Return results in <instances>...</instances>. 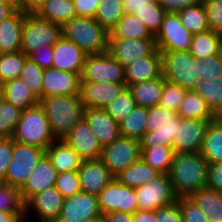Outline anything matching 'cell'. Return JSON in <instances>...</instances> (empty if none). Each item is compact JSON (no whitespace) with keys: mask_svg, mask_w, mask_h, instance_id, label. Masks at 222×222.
I'll return each instance as SVG.
<instances>
[{"mask_svg":"<svg viewBox=\"0 0 222 222\" xmlns=\"http://www.w3.org/2000/svg\"><path fill=\"white\" fill-rule=\"evenodd\" d=\"M177 202L180 206L183 222H209L202 209L190 197H179Z\"/></svg>","mask_w":222,"mask_h":222,"instance_id":"cell-51","label":"cell"},{"mask_svg":"<svg viewBox=\"0 0 222 222\" xmlns=\"http://www.w3.org/2000/svg\"><path fill=\"white\" fill-rule=\"evenodd\" d=\"M13 138H0V184L5 183V174L12 159Z\"/></svg>","mask_w":222,"mask_h":222,"instance_id":"cell-54","label":"cell"},{"mask_svg":"<svg viewBox=\"0 0 222 222\" xmlns=\"http://www.w3.org/2000/svg\"><path fill=\"white\" fill-rule=\"evenodd\" d=\"M83 119L87 122L102 147L113 143L121 136L120 124L104 109H85Z\"/></svg>","mask_w":222,"mask_h":222,"instance_id":"cell-22","label":"cell"},{"mask_svg":"<svg viewBox=\"0 0 222 222\" xmlns=\"http://www.w3.org/2000/svg\"><path fill=\"white\" fill-rule=\"evenodd\" d=\"M208 161L197 153H175L168 173L175 195L190 197L206 188Z\"/></svg>","mask_w":222,"mask_h":222,"instance_id":"cell-1","label":"cell"},{"mask_svg":"<svg viewBox=\"0 0 222 222\" xmlns=\"http://www.w3.org/2000/svg\"><path fill=\"white\" fill-rule=\"evenodd\" d=\"M165 14V10L156 2V0H153L149 4V7L135 10L134 13V15L143 22L147 30L154 37L160 30Z\"/></svg>","mask_w":222,"mask_h":222,"instance_id":"cell-46","label":"cell"},{"mask_svg":"<svg viewBox=\"0 0 222 222\" xmlns=\"http://www.w3.org/2000/svg\"><path fill=\"white\" fill-rule=\"evenodd\" d=\"M16 10L15 4H0V22L8 18Z\"/></svg>","mask_w":222,"mask_h":222,"instance_id":"cell-64","label":"cell"},{"mask_svg":"<svg viewBox=\"0 0 222 222\" xmlns=\"http://www.w3.org/2000/svg\"><path fill=\"white\" fill-rule=\"evenodd\" d=\"M78 175L81 192L95 196L115 178L101 159L83 161Z\"/></svg>","mask_w":222,"mask_h":222,"instance_id":"cell-20","label":"cell"},{"mask_svg":"<svg viewBox=\"0 0 222 222\" xmlns=\"http://www.w3.org/2000/svg\"><path fill=\"white\" fill-rule=\"evenodd\" d=\"M55 187L65 198L80 193L78 171L57 173Z\"/></svg>","mask_w":222,"mask_h":222,"instance_id":"cell-50","label":"cell"},{"mask_svg":"<svg viewBox=\"0 0 222 222\" xmlns=\"http://www.w3.org/2000/svg\"><path fill=\"white\" fill-rule=\"evenodd\" d=\"M65 197L55 186L33 195L26 203V217L34 209L38 222H56L59 219Z\"/></svg>","mask_w":222,"mask_h":222,"instance_id":"cell-16","label":"cell"},{"mask_svg":"<svg viewBox=\"0 0 222 222\" xmlns=\"http://www.w3.org/2000/svg\"><path fill=\"white\" fill-rule=\"evenodd\" d=\"M101 216L97 196L80 192L65 198L56 222H84Z\"/></svg>","mask_w":222,"mask_h":222,"instance_id":"cell-15","label":"cell"},{"mask_svg":"<svg viewBox=\"0 0 222 222\" xmlns=\"http://www.w3.org/2000/svg\"><path fill=\"white\" fill-rule=\"evenodd\" d=\"M2 98L20 110L32 108L39 104L24 81L19 78L2 83Z\"/></svg>","mask_w":222,"mask_h":222,"instance_id":"cell-28","label":"cell"},{"mask_svg":"<svg viewBox=\"0 0 222 222\" xmlns=\"http://www.w3.org/2000/svg\"><path fill=\"white\" fill-rule=\"evenodd\" d=\"M2 99V83H0V100Z\"/></svg>","mask_w":222,"mask_h":222,"instance_id":"cell-68","label":"cell"},{"mask_svg":"<svg viewBox=\"0 0 222 222\" xmlns=\"http://www.w3.org/2000/svg\"><path fill=\"white\" fill-rule=\"evenodd\" d=\"M186 92L187 90L182 86L165 81L162 95L158 104L165 108L178 111L179 105L183 101Z\"/></svg>","mask_w":222,"mask_h":222,"instance_id":"cell-49","label":"cell"},{"mask_svg":"<svg viewBox=\"0 0 222 222\" xmlns=\"http://www.w3.org/2000/svg\"><path fill=\"white\" fill-rule=\"evenodd\" d=\"M177 116V111L165 108L159 104L148 108L145 133L156 130L158 126L172 122Z\"/></svg>","mask_w":222,"mask_h":222,"instance_id":"cell-48","label":"cell"},{"mask_svg":"<svg viewBox=\"0 0 222 222\" xmlns=\"http://www.w3.org/2000/svg\"><path fill=\"white\" fill-rule=\"evenodd\" d=\"M165 81L164 77L161 76L151 81L135 83L127 87L137 106L150 108L159 103Z\"/></svg>","mask_w":222,"mask_h":222,"instance_id":"cell-30","label":"cell"},{"mask_svg":"<svg viewBox=\"0 0 222 222\" xmlns=\"http://www.w3.org/2000/svg\"><path fill=\"white\" fill-rule=\"evenodd\" d=\"M0 4H15V0H0Z\"/></svg>","mask_w":222,"mask_h":222,"instance_id":"cell-67","label":"cell"},{"mask_svg":"<svg viewBox=\"0 0 222 222\" xmlns=\"http://www.w3.org/2000/svg\"><path fill=\"white\" fill-rule=\"evenodd\" d=\"M78 17L94 18L99 0H73Z\"/></svg>","mask_w":222,"mask_h":222,"instance_id":"cell-59","label":"cell"},{"mask_svg":"<svg viewBox=\"0 0 222 222\" xmlns=\"http://www.w3.org/2000/svg\"><path fill=\"white\" fill-rule=\"evenodd\" d=\"M63 140L83 161L101 159L103 147L84 119L78 122Z\"/></svg>","mask_w":222,"mask_h":222,"instance_id":"cell-18","label":"cell"},{"mask_svg":"<svg viewBox=\"0 0 222 222\" xmlns=\"http://www.w3.org/2000/svg\"><path fill=\"white\" fill-rule=\"evenodd\" d=\"M155 49V38H109L107 52L126 67L141 57L150 55Z\"/></svg>","mask_w":222,"mask_h":222,"instance_id":"cell-13","label":"cell"},{"mask_svg":"<svg viewBox=\"0 0 222 222\" xmlns=\"http://www.w3.org/2000/svg\"><path fill=\"white\" fill-rule=\"evenodd\" d=\"M102 217L104 222H133V214L125 212H110Z\"/></svg>","mask_w":222,"mask_h":222,"instance_id":"cell-62","label":"cell"},{"mask_svg":"<svg viewBox=\"0 0 222 222\" xmlns=\"http://www.w3.org/2000/svg\"><path fill=\"white\" fill-rule=\"evenodd\" d=\"M206 188L222 193V162L209 164Z\"/></svg>","mask_w":222,"mask_h":222,"instance_id":"cell-56","label":"cell"},{"mask_svg":"<svg viewBox=\"0 0 222 222\" xmlns=\"http://www.w3.org/2000/svg\"><path fill=\"white\" fill-rule=\"evenodd\" d=\"M25 13L16 10L0 22V54L21 51Z\"/></svg>","mask_w":222,"mask_h":222,"instance_id":"cell-25","label":"cell"},{"mask_svg":"<svg viewBox=\"0 0 222 222\" xmlns=\"http://www.w3.org/2000/svg\"><path fill=\"white\" fill-rule=\"evenodd\" d=\"M57 171L49 158L44 154L20 188L21 196L26 203L33 195L55 186Z\"/></svg>","mask_w":222,"mask_h":222,"instance_id":"cell-23","label":"cell"},{"mask_svg":"<svg viewBox=\"0 0 222 222\" xmlns=\"http://www.w3.org/2000/svg\"><path fill=\"white\" fill-rule=\"evenodd\" d=\"M21 111L3 98L0 100V138H12Z\"/></svg>","mask_w":222,"mask_h":222,"instance_id":"cell-47","label":"cell"},{"mask_svg":"<svg viewBox=\"0 0 222 222\" xmlns=\"http://www.w3.org/2000/svg\"><path fill=\"white\" fill-rule=\"evenodd\" d=\"M133 222H157L156 212L137 210L133 213Z\"/></svg>","mask_w":222,"mask_h":222,"instance_id":"cell-63","label":"cell"},{"mask_svg":"<svg viewBox=\"0 0 222 222\" xmlns=\"http://www.w3.org/2000/svg\"><path fill=\"white\" fill-rule=\"evenodd\" d=\"M154 38L159 51H189L193 34L183 25L178 13H166Z\"/></svg>","mask_w":222,"mask_h":222,"instance_id":"cell-10","label":"cell"},{"mask_svg":"<svg viewBox=\"0 0 222 222\" xmlns=\"http://www.w3.org/2000/svg\"><path fill=\"white\" fill-rule=\"evenodd\" d=\"M45 0H15L16 9L25 14H35Z\"/></svg>","mask_w":222,"mask_h":222,"instance_id":"cell-60","label":"cell"},{"mask_svg":"<svg viewBox=\"0 0 222 222\" xmlns=\"http://www.w3.org/2000/svg\"><path fill=\"white\" fill-rule=\"evenodd\" d=\"M26 57L22 51L0 54V83L19 78Z\"/></svg>","mask_w":222,"mask_h":222,"instance_id":"cell-44","label":"cell"},{"mask_svg":"<svg viewBox=\"0 0 222 222\" xmlns=\"http://www.w3.org/2000/svg\"><path fill=\"white\" fill-rule=\"evenodd\" d=\"M126 82H81L80 96L85 109H104L125 88Z\"/></svg>","mask_w":222,"mask_h":222,"instance_id":"cell-17","label":"cell"},{"mask_svg":"<svg viewBox=\"0 0 222 222\" xmlns=\"http://www.w3.org/2000/svg\"><path fill=\"white\" fill-rule=\"evenodd\" d=\"M13 140L47 149L55 140L51 127L40 104L21 111Z\"/></svg>","mask_w":222,"mask_h":222,"instance_id":"cell-4","label":"cell"},{"mask_svg":"<svg viewBox=\"0 0 222 222\" xmlns=\"http://www.w3.org/2000/svg\"><path fill=\"white\" fill-rule=\"evenodd\" d=\"M177 115L184 119L214 121L218 117L209 108L202 96L193 90H187L179 105Z\"/></svg>","mask_w":222,"mask_h":222,"instance_id":"cell-27","label":"cell"},{"mask_svg":"<svg viewBox=\"0 0 222 222\" xmlns=\"http://www.w3.org/2000/svg\"><path fill=\"white\" fill-rule=\"evenodd\" d=\"M81 76L78 73L45 68L42 80V98L54 95L80 94Z\"/></svg>","mask_w":222,"mask_h":222,"instance_id":"cell-19","label":"cell"},{"mask_svg":"<svg viewBox=\"0 0 222 222\" xmlns=\"http://www.w3.org/2000/svg\"><path fill=\"white\" fill-rule=\"evenodd\" d=\"M193 91L204 98L217 117H222V76L200 79Z\"/></svg>","mask_w":222,"mask_h":222,"instance_id":"cell-33","label":"cell"},{"mask_svg":"<svg viewBox=\"0 0 222 222\" xmlns=\"http://www.w3.org/2000/svg\"><path fill=\"white\" fill-rule=\"evenodd\" d=\"M86 56L79 46L61 36L53 45L52 68L81 76Z\"/></svg>","mask_w":222,"mask_h":222,"instance_id":"cell-21","label":"cell"},{"mask_svg":"<svg viewBox=\"0 0 222 222\" xmlns=\"http://www.w3.org/2000/svg\"><path fill=\"white\" fill-rule=\"evenodd\" d=\"M140 159L141 145L137 139L120 136L102 148L101 160L114 177Z\"/></svg>","mask_w":222,"mask_h":222,"instance_id":"cell-8","label":"cell"},{"mask_svg":"<svg viewBox=\"0 0 222 222\" xmlns=\"http://www.w3.org/2000/svg\"><path fill=\"white\" fill-rule=\"evenodd\" d=\"M162 76L166 81L193 90L199 78V59L189 51H159Z\"/></svg>","mask_w":222,"mask_h":222,"instance_id":"cell-5","label":"cell"},{"mask_svg":"<svg viewBox=\"0 0 222 222\" xmlns=\"http://www.w3.org/2000/svg\"><path fill=\"white\" fill-rule=\"evenodd\" d=\"M124 72L127 86L161 77V53L156 48L150 55L141 57L124 67Z\"/></svg>","mask_w":222,"mask_h":222,"instance_id":"cell-24","label":"cell"},{"mask_svg":"<svg viewBox=\"0 0 222 222\" xmlns=\"http://www.w3.org/2000/svg\"><path fill=\"white\" fill-rule=\"evenodd\" d=\"M222 76V54L208 56L199 60V78H216Z\"/></svg>","mask_w":222,"mask_h":222,"instance_id":"cell-53","label":"cell"},{"mask_svg":"<svg viewBox=\"0 0 222 222\" xmlns=\"http://www.w3.org/2000/svg\"><path fill=\"white\" fill-rule=\"evenodd\" d=\"M0 210L15 213L21 220H26L25 202L19 188L0 184Z\"/></svg>","mask_w":222,"mask_h":222,"instance_id":"cell-41","label":"cell"},{"mask_svg":"<svg viewBox=\"0 0 222 222\" xmlns=\"http://www.w3.org/2000/svg\"><path fill=\"white\" fill-rule=\"evenodd\" d=\"M200 154L209 164L222 162V117L210 122Z\"/></svg>","mask_w":222,"mask_h":222,"instance_id":"cell-31","label":"cell"},{"mask_svg":"<svg viewBox=\"0 0 222 222\" xmlns=\"http://www.w3.org/2000/svg\"><path fill=\"white\" fill-rule=\"evenodd\" d=\"M210 30L222 35V0H203Z\"/></svg>","mask_w":222,"mask_h":222,"instance_id":"cell-52","label":"cell"},{"mask_svg":"<svg viewBox=\"0 0 222 222\" xmlns=\"http://www.w3.org/2000/svg\"><path fill=\"white\" fill-rule=\"evenodd\" d=\"M102 215L110 212L133 214L139 210L136 189L121 184L114 178L97 196Z\"/></svg>","mask_w":222,"mask_h":222,"instance_id":"cell-11","label":"cell"},{"mask_svg":"<svg viewBox=\"0 0 222 222\" xmlns=\"http://www.w3.org/2000/svg\"><path fill=\"white\" fill-rule=\"evenodd\" d=\"M22 220L15 214L0 210V222H21Z\"/></svg>","mask_w":222,"mask_h":222,"instance_id":"cell-65","label":"cell"},{"mask_svg":"<svg viewBox=\"0 0 222 222\" xmlns=\"http://www.w3.org/2000/svg\"><path fill=\"white\" fill-rule=\"evenodd\" d=\"M183 25L192 34L210 30L206 10L203 3L184 8L178 12Z\"/></svg>","mask_w":222,"mask_h":222,"instance_id":"cell-42","label":"cell"},{"mask_svg":"<svg viewBox=\"0 0 222 222\" xmlns=\"http://www.w3.org/2000/svg\"><path fill=\"white\" fill-rule=\"evenodd\" d=\"M45 154L57 173L78 171L83 162L82 158L63 139H56L45 150Z\"/></svg>","mask_w":222,"mask_h":222,"instance_id":"cell-26","label":"cell"},{"mask_svg":"<svg viewBox=\"0 0 222 222\" xmlns=\"http://www.w3.org/2000/svg\"><path fill=\"white\" fill-rule=\"evenodd\" d=\"M109 38L142 39L154 38V36L137 16L124 13L117 25L110 31Z\"/></svg>","mask_w":222,"mask_h":222,"instance_id":"cell-36","label":"cell"},{"mask_svg":"<svg viewBox=\"0 0 222 222\" xmlns=\"http://www.w3.org/2000/svg\"><path fill=\"white\" fill-rule=\"evenodd\" d=\"M190 198L202 209L209 222L222 220V193L209 188H202Z\"/></svg>","mask_w":222,"mask_h":222,"instance_id":"cell-35","label":"cell"},{"mask_svg":"<svg viewBox=\"0 0 222 222\" xmlns=\"http://www.w3.org/2000/svg\"><path fill=\"white\" fill-rule=\"evenodd\" d=\"M148 108L136 106L120 123L121 136L141 140L145 134Z\"/></svg>","mask_w":222,"mask_h":222,"instance_id":"cell-39","label":"cell"},{"mask_svg":"<svg viewBox=\"0 0 222 222\" xmlns=\"http://www.w3.org/2000/svg\"><path fill=\"white\" fill-rule=\"evenodd\" d=\"M44 154L45 149L13 140L12 159L5 174V184L20 189Z\"/></svg>","mask_w":222,"mask_h":222,"instance_id":"cell-7","label":"cell"},{"mask_svg":"<svg viewBox=\"0 0 222 222\" xmlns=\"http://www.w3.org/2000/svg\"><path fill=\"white\" fill-rule=\"evenodd\" d=\"M39 104L56 139H64L84 116L85 107L80 94L49 96L42 98Z\"/></svg>","mask_w":222,"mask_h":222,"instance_id":"cell-2","label":"cell"},{"mask_svg":"<svg viewBox=\"0 0 222 222\" xmlns=\"http://www.w3.org/2000/svg\"><path fill=\"white\" fill-rule=\"evenodd\" d=\"M81 82H125L124 67L108 52L87 55L81 73Z\"/></svg>","mask_w":222,"mask_h":222,"instance_id":"cell-9","label":"cell"},{"mask_svg":"<svg viewBox=\"0 0 222 222\" xmlns=\"http://www.w3.org/2000/svg\"><path fill=\"white\" fill-rule=\"evenodd\" d=\"M84 222H104V219L103 217H98V218H93L91 220H87V221H84Z\"/></svg>","mask_w":222,"mask_h":222,"instance_id":"cell-66","label":"cell"},{"mask_svg":"<svg viewBox=\"0 0 222 222\" xmlns=\"http://www.w3.org/2000/svg\"><path fill=\"white\" fill-rule=\"evenodd\" d=\"M61 33L87 55L107 52L110 33L94 18L76 17L61 26Z\"/></svg>","mask_w":222,"mask_h":222,"instance_id":"cell-3","label":"cell"},{"mask_svg":"<svg viewBox=\"0 0 222 222\" xmlns=\"http://www.w3.org/2000/svg\"><path fill=\"white\" fill-rule=\"evenodd\" d=\"M159 175H161V173L140 159L127 167L115 178L121 184L136 188L151 180L156 179Z\"/></svg>","mask_w":222,"mask_h":222,"instance_id":"cell-34","label":"cell"},{"mask_svg":"<svg viewBox=\"0 0 222 222\" xmlns=\"http://www.w3.org/2000/svg\"><path fill=\"white\" fill-rule=\"evenodd\" d=\"M136 106V101L126 87L104 110L120 124Z\"/></svg>","mask_w":222,"mask_h":222,"instance_id":"cell-45","label":"cell"},{"mask_svg":"<svg viewBox=\"0 0 222 222\" xmlns=\"http://www.w3.org/2000/svg\"><path fill=\"white\" fill-rule=\"evenodd\" d=\"M189 52L199 60L215 54H222V35L212 30L193 34Z\"/></svg>","mask_w":222,"mask_h":222,"instance_id":"cell-32","label":"cell"},{"mask_svg":"<svg viewBox=\"0 0 222 222\" xmlns=\"http://www.w3.org/2000/svg\"><path fill=\"white\" fill-rule=\"evenodd\" d=\"M43 74L44 68L38 66L31 58L27 56L24 67L19 75V79L24 81L30 92L38 101L42 99Z\"/></svg>","mask_w":222,"mask_h":222,"instance_id":"cell-43","label":"cell"},{"mask_svg":"<svg viewBox=\"0 0 222 222\" xmlns=\"http://www.w3.org/2000/svg\"><path fill=\"white\" fill-rule=\"evenodd\" d=\"M172 147L157 145L155 148H141V159L161 174H168L174 157Z\"/></svg>","mask_w":222,"mask_h":222,"instance_id":"cell-38","label":"cell"},{"mask_svg":"<svg viewBox=\"0 0 222 222\" xmlns=\"http://www.w3.org/2000/svg\"><path fill=\"white\" fill-rule=\"evenodd\" d=\"M157 222H183L179 203L176 201L155 210Z\"/></svg>","mask_w":222,"mask_h":222,"instance_id":"cell-55","label":"cell"},{"mask_svg":"<svg viewBox=\"0 0 222 222\" xmlns=\"http://www.w3.org/2000/svg\"><path fill=\"white\" fill-rule=\"evenodd\" d=\"M178 131V116L172 122L156 127V130L146 132L140 140L141 148H155L157 145L172 147Z\"/></svg>","mask_w":222,"mask_h":222,"instance_id":"cell-37","label":"cell"},{"mask_svg":"<svg viewBox=\"0 0 222 222\" xmlns=\"http://www.w3.org/2000/svg\"><path fill=\"white\" fill-rule=\"evenodd\" d=\"M139 210L155 211L177 201L168 174H161L139 187H136Z\"/></svg>","mask_w":222,"mask_h":222,"instance_id":"cell-12","label":"cell"},{"mask_svg":"<svg viewBox=\"0 0 222 222\" xmlns=\"http://www.w3.org/2000/svg\"><path fill=\"white\" fill-rule=\"evenodd\" d=\"M153 0H123V10L124 13L134 14L135 10H140L149 7V4Z\"/></svg>","mask_w":222,"mask_h":222,"instance_id":"cell-61","label":"cell"},{"mask_svg":"<svg viewBox=\"0 0 222 222\" xmlns=\"http://www.w3.org/2000/svg\"><path fill=\"white\" fill-rule=\"evenodd\" d=\"M166 13H178L186 7L203 3V0H156Z\"/></svg>","mask_w":222,"mask_h":222,"instance_id":"cell-58","label":"cell"},{"mask_svg":"<svg viewBox=\"0 0 222 222\" xmlns=\"http://www.w3.org/2000/svg\"><path fill=\"white\" fill-rule=\"evenodd\" d=\"M122 4V0H99L94 19L109 33L124 15Z\"/></svg>","mask_w":222,"mask_h":222,"instance_id":"cell-40","label":"cell"},{"mask_svg":"<svg viewBox=\"0 0 222 222\" xmlns=\"http://www.w3.org/2000/svg\"><path fill=\"white\" fill-rule=\"evenodd\" d=\"M210 122L212 121L184 119L178 116V131L172 146L174 152H200Z\"/></svg>","mask_w":222,"mask_h":222,"instance_id":"cell-14","label":"cell"},{"mask_svg":"<svg viewBox=\"0 0 222 222\" xmlns=\"http://www.w3.org/2000/svg\"><path fill=\"white\" fill-rule=\"evenodd\" d=\"M61 36V25L36 14H25L21 51L28 56L40 46H53Z\"/></svg>","mask_w":222,"mask_h":222,"instance_id":"cell-6","label":"cell"},{"mask_svg":"<svg viewBox=\"0 0 222 222\" xmlns=\"http://www.w3.org/2000/svg\"><path fill=\"white\" fill-rule=\"evenodd\" d=\"M35 14L61 26L78 17L73 0H45Z\"/></svg>","mask_w":222,"mask_h":222,"instance_id":"cell-29","label":"cell"},{"mask_svg":"<svg viewBox=\"0 0 222 222\" xmlns=\"http://www.w3.org/2000/svg\"><path fill=\"white\" fill-rule=\"evenodd\" d=\"M38 66L52 68L53 46H40L28 55Z\"/></svg>","mask_w":222,"mask_h":222,"instance_id":"cell-57","label":"cell"}]
</instances>
